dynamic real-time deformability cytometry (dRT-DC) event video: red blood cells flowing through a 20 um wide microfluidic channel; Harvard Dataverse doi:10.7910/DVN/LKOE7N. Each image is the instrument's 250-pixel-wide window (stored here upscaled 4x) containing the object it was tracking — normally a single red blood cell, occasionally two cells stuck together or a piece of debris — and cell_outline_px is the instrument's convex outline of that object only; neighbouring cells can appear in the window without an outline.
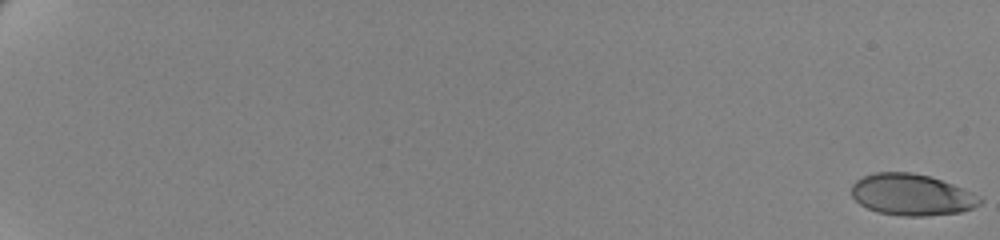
{"species": "human", "species_latin": "Homo sapiens", "temperature_condition": "cold", "stored_images_in_passage": 62, "camera_frame_rate_fps": 3000, "um_per_image_px": 0.085, "donor": {"sex": "female"}, "frame": {"image": 1, "passage_image": 1, "time_ms": 0.0, "image_size_px": [1000, 240], "cell_outline_px": [[984, 200], [980, 204], [972, 208], [960, 212], [924, 216], [904, 216], [876, 212], [860, 204], [852, 196], [852, 184], [856, 180], [864, 176], [876, 172], [912, 172], [928, 176], [964, 188], [980, 196]], "centroid_in_image_um": [77.5, 16.55], "position_along_channel_um": 7.5, "area_um2": 30.98}}
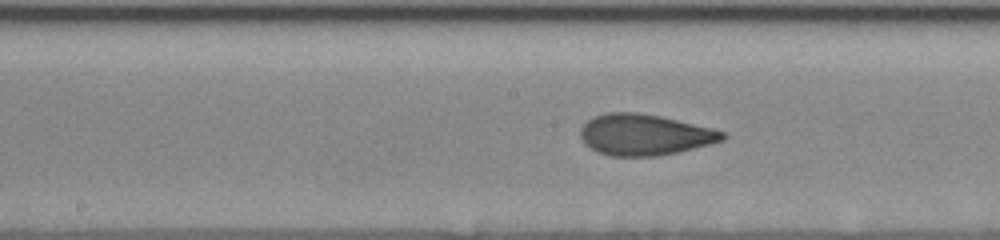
{"frame": {"image": 2, "passage_image": 37, "time_ms": 12.0, "image_size_px": [1000, 240], "cell_outline_px": [[728, 136], [724, 140], [680, 152], [656, 156], [612, 156], [596, 152], [584, 144], [580, 136], [580, 128], [592, 116], [608, 112], [636, 112], [660, 116], [712, 128], [724, 132]], "centroid_in_image_um": [54.77, 11.45], "position_along_channel_um": 193.4, "area_um2": 34.22}}
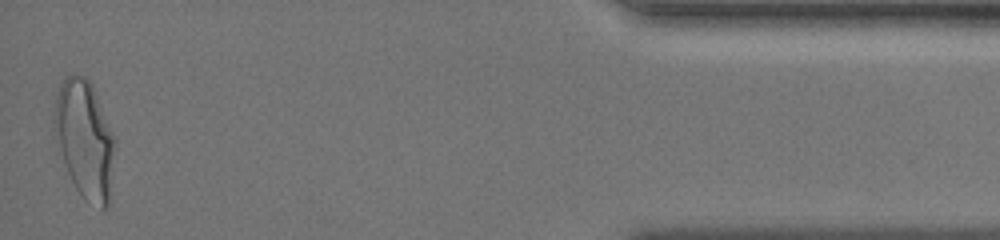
{"frame": {"image": 3, "passage_image": 62, "time_ms": 20.333, "image_size_px": [1000, 240], "cell_outline_px": [[116, 144], [112, 192], [108, 208], [100, 212], [84, 200], [80, 196], [68, 172], [52, 124], [56, 96], [60, 84], [64, 76], [84, 76], [92, 84], [116, 140]], "centroid_in_image_um": [7.25, 11.93], "position_along_channel_um": 427.9, "area_um2": 42.25}, "authors_computed_cell_mechanics": {"area_um2": 32.7148, "velocity_mm_per_s": 3.5016, "shape_relaxation_time_tau1_ms": 6.419, "shape_relaxation_time_tau2_ms": 1.1185, "deformation_change_tau1": 0.196, "deformation_change_tau2": 0.073}}